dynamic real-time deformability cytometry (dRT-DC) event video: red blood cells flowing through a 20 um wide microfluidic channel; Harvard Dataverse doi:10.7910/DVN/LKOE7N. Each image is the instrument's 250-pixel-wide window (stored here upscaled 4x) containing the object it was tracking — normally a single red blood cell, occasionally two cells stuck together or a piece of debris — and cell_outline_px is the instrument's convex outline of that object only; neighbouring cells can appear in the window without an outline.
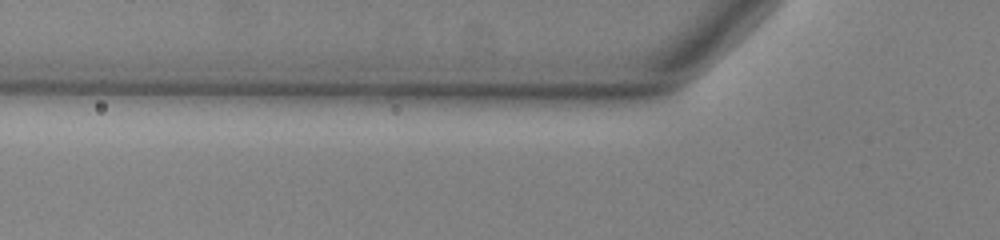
{"species": "common noctule bat (a hibernating species)", "species_latin": "Nyctalus noctula", "temperature_condition": "warm", "stored_images_in_passage": 3, "camera_frame_rate_fps": 3000, "um_per_image_px": 0.085, "animal": {"sex": "male", "body_mass_g": 13.0, "forearm_length_mm": 53.1}, "frame": {"image": 1, "passage_image": 2, "time_ms": 0.333, "image_size_px": [1000, 240], "cell_outline_px": [[332, 152], [248, 156], [192, 156], [172, 148], [176, 144], [224, 140], [316, 144]], "centroid_in_image_um": [20.93, 12.62], "position_along_channel_um": 104.9, "area_um2": 13.58}}